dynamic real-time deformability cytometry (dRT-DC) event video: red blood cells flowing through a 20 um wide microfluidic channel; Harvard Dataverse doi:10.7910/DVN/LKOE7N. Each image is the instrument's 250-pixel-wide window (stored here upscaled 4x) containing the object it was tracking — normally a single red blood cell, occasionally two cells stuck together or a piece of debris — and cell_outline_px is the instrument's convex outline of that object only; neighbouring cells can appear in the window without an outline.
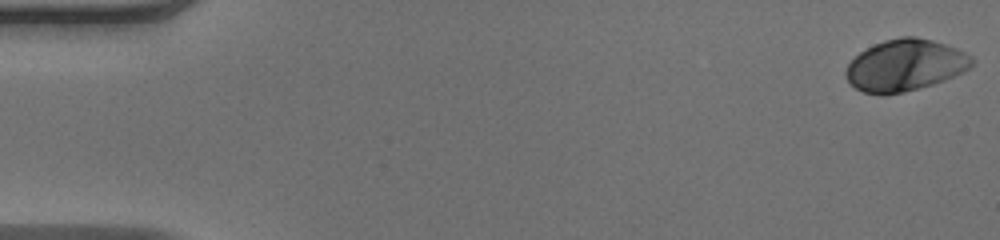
{"species": "human", "species_latin": "Homo sapiens", "temperature_condition": "warm", "stored_images_in_passage": 51, "camera_frame_rate_fps": 3000, "um_per_image_px": 0.085, "donor": {"sex": "male"}, "frame": {"image": 1, "passage_image": 1, "time_ms": 0.0, "image_size_px": [1000, 240], "cell_outline_px": [[976, 60], [968, 68], [944, 80], [932, 84], [904, 92], [884, 96], [880, 96], [864, 92], [856, 88], [844, 76], [844, 72], [848, 64], [860, 52], [884, 40], [900, 36], [916, 36], [932, 40], [956, 48], [972, 56]], "centroid_in_image_um": [76.91, 5.55], "position_along_channel_um": 8.1, "area_um2": 37.74}}
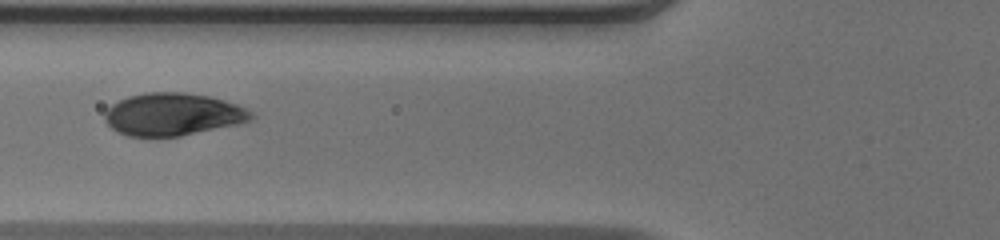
{"frame": {"image": 2, "passage_image": 20, "time_ms": 6.333, "image_size_px": [1000, 240], "cell_outline_px": [[256, 116], [252, 120], [240, 124], [180, 136], [128, 136], [116, 132], [104, 120], [104, 112], [112, 104], [128, 96], [148, 92], [184, 92], [208, 96], [224, 100], [236, 104], [252, 112]], "centroid_in_image_um": [14.7, 9.72], "position_along_channel_um": 111.1, "area_um2": 36.41}}
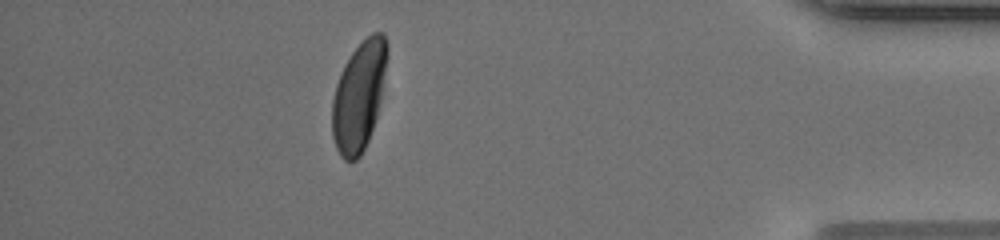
{"frame": {"image": 3, "passage_image": 45, "time_ms": 14.667, "image_size_px": [1000, 240], "cell_outline_px": [[388, 56], [380, 100], [376, 116], [368, 140], [360, 156], [356, 160], [344, 160], [340, 156], [336, 148], [332, 136], [332, 100], [336, 84], [340, 72], [344, 64], [352, 52], [372, 32], [384, 32], [388, 44]], "centroid_in_image_um": [30.5, 8.14], "position_along_channel_um": 404.7, "area_um2": 34.91}, "authors_computed_cell_mechanics": {"area_um2": 36.8186, "velocity_mm_per_s": 4.0539, "shape_relaxation_time_tau1_ms": 2.0199, "shape_relaxation_time_tau2_ms": null, "deformation_change_tau1": 0.1524, "deformation_change_tau2": null}}